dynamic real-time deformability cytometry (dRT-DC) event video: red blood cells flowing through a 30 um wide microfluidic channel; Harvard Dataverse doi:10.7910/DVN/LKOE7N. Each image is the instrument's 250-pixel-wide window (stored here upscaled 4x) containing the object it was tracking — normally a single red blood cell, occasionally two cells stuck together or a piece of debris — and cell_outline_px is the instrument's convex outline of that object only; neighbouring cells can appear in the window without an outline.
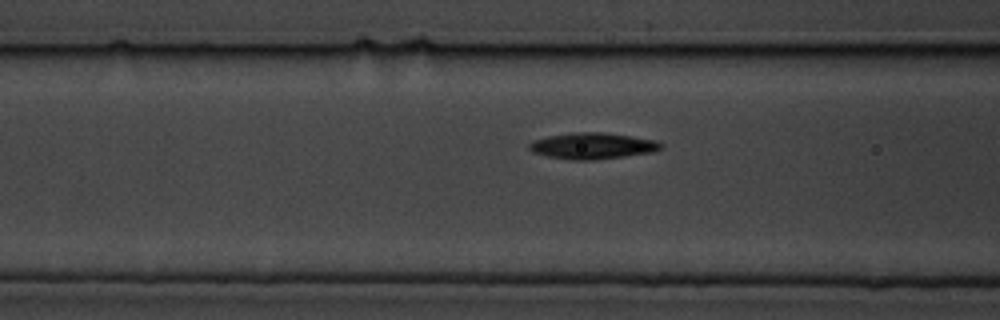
{"species": "common noctule bat (a hibernating species)", "species_latin": "Nyctalus noctula", "temperature_condition": "cold", "stored_images_in_passage": 22, "camera_frame_rate_fps": 3000, "um_per_image_px": 0.085, "animal": {"sex": "male", "body_mass_g": 19.5, "forearm_length_mm": 54.6}, "frame": {"image": 1, "passage_image": 20, "time_ms": 6.333, "image_size_px": [1000, 320], "cell_outline_px": [[664, 148], [652, 152], [624, 156], [592, 160], [572, 160], [548, 156], [532, 152], [528, 148], [528, 144], [532, 140], [548, 136], [572, 132], [600, 132], [632, 136], [656, 140], [664, 144]], "centroid_in_image_um": [50.36, 12.39], "position_along_channel_um": 116.2, "area_um2": 20.23}}